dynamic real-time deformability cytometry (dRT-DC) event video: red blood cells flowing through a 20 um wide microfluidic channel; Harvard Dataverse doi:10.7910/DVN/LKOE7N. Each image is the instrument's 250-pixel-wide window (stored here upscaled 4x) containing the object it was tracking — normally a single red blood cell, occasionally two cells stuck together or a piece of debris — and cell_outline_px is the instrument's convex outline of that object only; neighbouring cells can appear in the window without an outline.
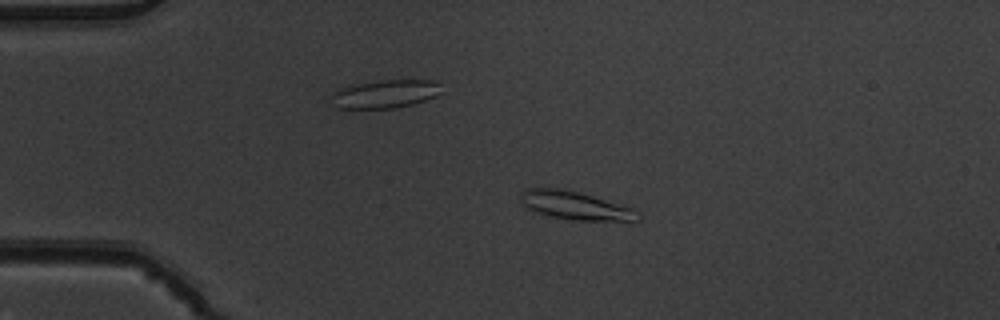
{"species": "common noctule bat (a hibernating species)", "species_latin": "Nyctalus noctula", "temperature_condition": "warm", "stored_images_in_passage": 4, "camera_frame_rate_fps": 3000, "um_per_image_px": 0.085, "animal": {"sex": "male", "body_mass_g": 19.5, "forearm_length_mm": 54.6}, "frame": {"image": 1, "passage_image": 3, "time_ms": 0.667, "image_size_px": [1000, 320], "cell_outline_px": [[640, 220], [572, 220], [532, 212], [520, 200], [520, 192], [528, 188], [560, 188], [592, 196], [632, 208], [640, 212]], "centroid_in_image_um": [48.85, 17.47], "position_along_channel_um": 36.1, "area_um2": 19.02}}